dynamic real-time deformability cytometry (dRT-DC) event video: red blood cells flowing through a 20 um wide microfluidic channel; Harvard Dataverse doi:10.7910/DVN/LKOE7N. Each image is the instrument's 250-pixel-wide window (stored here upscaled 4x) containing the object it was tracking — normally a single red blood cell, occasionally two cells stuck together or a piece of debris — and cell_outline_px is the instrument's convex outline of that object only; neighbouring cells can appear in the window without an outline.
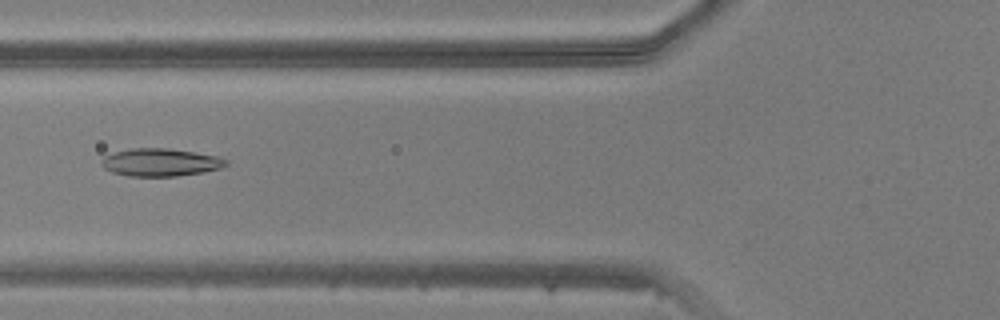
{"species": "common noctule bat (a hibernating species)", "species_latin": "Nyctalus noctula", "temperature_condition": "warm", "stored_images_in_passage": 49, "camera_frame_rate_fps": 3000, "um_per_image_px": 0.085, "animal": {"sex": "male", "body_mass_g": 20.5, "forearm_length_mm": 52.5}, "frame": {"image": 1, "passage_image": 19, "time_ms": 6.0, "image_size_px": [1000, 320], "cell_outline_px": [[228, 164], [220, 168], [204, 172], [176, 176], [128, 176], [112, 172], [104, 168], [100, 164], [100, 160], [104, 156], [116, 152], [132, 148], [168, 148], [216, 156], [228, 160]], "centroid_in_image_um": [13.61, 13.8], "position_along_channel_um": 112.2, "area_um2": 20.06}}
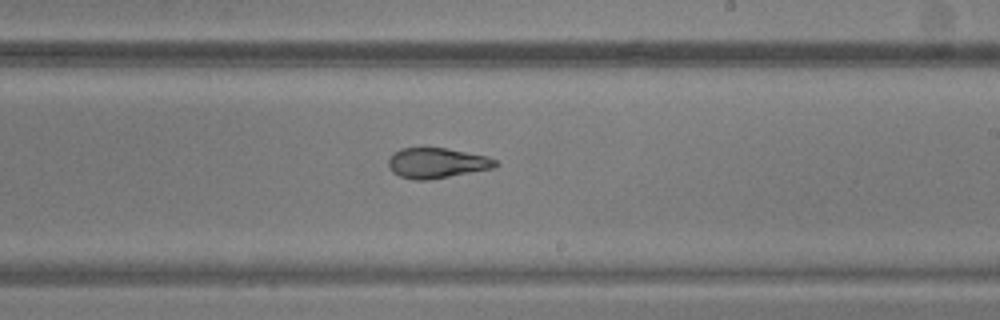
{"frame": {"image": 2, "passage_image": 29, "time_ms": 9.333, "image_size_px": [1000, 320], "cell_outline_px": [[500, 164], [496, 168], [424, 180], [416, 180], [400, 176], [392, 172], [388, 164], [388, 160], [392, 152], [400, 148], [444, 148], [488, 156], [496, 160]], "centroid_in_image_um": [37.14, 13.85], "position_along_channel_um": 251.9, "area_um2": 18.84}}
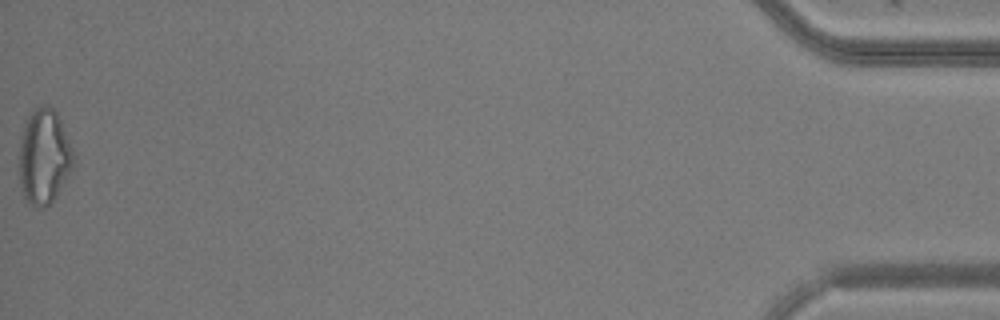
{"frame": {"image": 3, "passage_image": 49, "time_ms": 16.0, "image_size_px": [1000, 320], "cell_outline_px": [[76, 164], [56, 196], [44, 208], [40, 208], [28, 204], [24, 196], [20, 184], [20, 140], [24, 128], [32, 112], [36, 108], [44, 104], [52, 108], [56, 112], [60, 120], [76, 156]], "centroid_in_image_um": [3.78, 13.35], "position_along_channel_um": 431.4, "area_um2": 29.94}}